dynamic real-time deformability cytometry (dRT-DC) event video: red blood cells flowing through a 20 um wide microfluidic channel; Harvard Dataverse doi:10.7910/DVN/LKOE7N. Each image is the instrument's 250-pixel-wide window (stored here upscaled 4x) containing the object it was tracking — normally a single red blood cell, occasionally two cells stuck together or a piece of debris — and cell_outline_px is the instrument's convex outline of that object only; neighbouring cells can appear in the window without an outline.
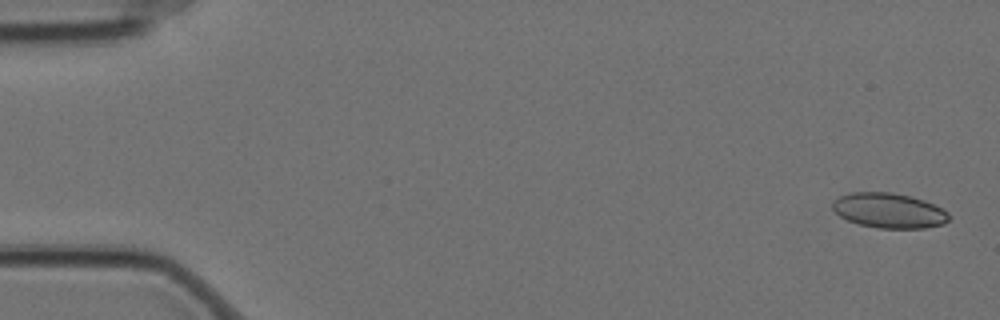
{"species": "Egyptian fruit bat (a non-hibernating species)", "species_latin": "Rousettus aegyptiacus", "temperature_condition": "cold", "stored_images_in_passage": 9, "camera_frame_rate_fps": 3000, "um_per_image_px": 0.085, "animal": {"sex": "female"}, "frame": {"image": 1, "passage_image": 1, "time_ms": 0.0, "image_size_px": [1000, 320], "cell_outline_px": [[948, 220], [944, 224], [924, 228], [880, 228], [860, 224], [848, 220], [840, 216], [832, 208], [832, 200], [848, 192], [892, 192], [912, 196], [924, 200], [948, 212]], "centroid_in_image_um": [75.54, 17.88], "position_along_channel_um": 9.5, "area_um2": 23.7}}
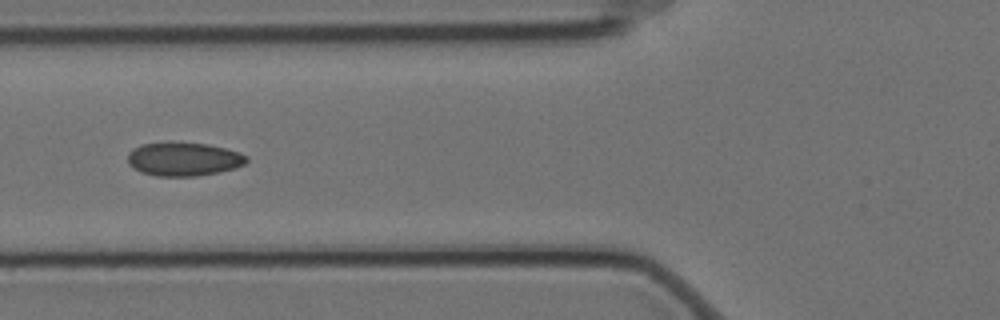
{"frame": {"image": 2, "passage_image": 6, "time_ms": 1.667, "image_size_px": [1000, 320], "cell_outline_px": [[248, 160], [244, 164], [236, 168], [220, 172], [196, 176], [156, 176], [140, 172], [132, 168], [128, 164], [128, 152], [132, 148], [140, 144], [208, 144], [240, 152], [248, 156]], "centroid_in_image_um": [15.61, 13.55], "position_along_channel_um": 110.2, "area_um2": 23.06}}
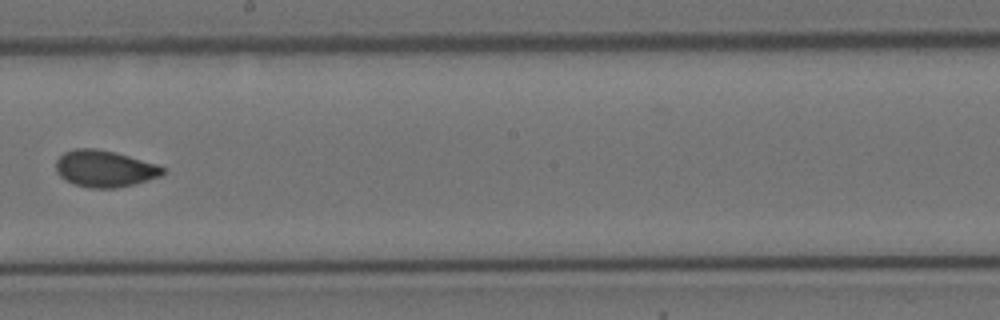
{"frame": {"image": 3, "passage_image": 9, "time_ms": 2.667, "image_size_px": [1000, 320], "cell_outline_px": [[168, 172], [160, 176], [136, 184], [116, 188], [88, 188], [64, 180], [56, 172], [56, 160], [64, 152], [76, 148], [96, 148], [116, 152], [156, 164], [164, 168]], "centroid_in_image_um": [8.9, 14.34], "position_along_channel_um": 239.3, "area_um2": 23.0}}